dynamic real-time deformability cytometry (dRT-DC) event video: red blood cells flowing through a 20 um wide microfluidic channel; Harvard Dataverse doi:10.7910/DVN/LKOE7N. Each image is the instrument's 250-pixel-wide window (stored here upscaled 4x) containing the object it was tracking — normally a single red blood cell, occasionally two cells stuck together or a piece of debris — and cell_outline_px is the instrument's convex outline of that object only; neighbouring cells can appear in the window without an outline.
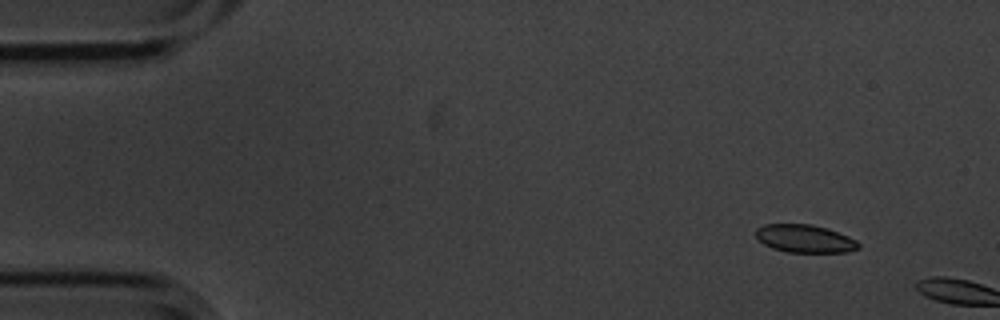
{"species": "common noctule bat (a hibernating species)", "species_latin": "Nyctalus noctula", "temperature_condition": "cold", "stored_images_in_passage": 2, "camera_frame_rate_fps": 3000, "um_per_image_px": 0.085, "animal": {"sex": "male", "body_mass_g": 20.1, "forearm_length_mm": 53.5}, "frame": {"image": 1, "passage_image": 1, "time_ms": 0.0, "image_size_px": [1000, 320], "cell_outline_px": [[860, 248], [848, 252], [788, 252], [772, 248], [764, 244], [756, 236], [756, 228], [764, 224], [812, 224], [828, 228], [848, 236], [856, 240], [860, 244]], "centroid_in_image_um": [68.43, 20.28], "position_along_channel_um": 16.6, "area_um2": 16.76}}